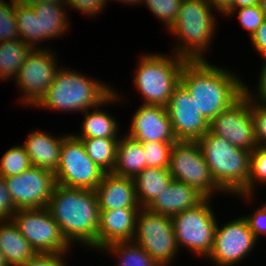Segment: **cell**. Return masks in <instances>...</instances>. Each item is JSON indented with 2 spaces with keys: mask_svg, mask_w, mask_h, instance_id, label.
Listing matches in <instances>:
<instances>
[{
  "mask_svg": "<svg viewBox=\"0 0 266 266\" xmlns=\"http://www.w3.org/2000/svg\"><path fill=\"white\" fill-rule=\"evenodd\" d=\"M180 82L209 123L246 92V84L239 75L209 63L207 59L187 60L181 70Z\"/></svg>",
  "mask_w": 266,
  "mask_h": 266,
  "instance_id": "1",
  "label": "cell"
},
{
  "mask_svg": "<svg viewBox=\"0 0 266 266\" xmlns=\"http://www.w3.org/2000/svg\"><path fill=\"white\" fill-rule=\"evenodd\" d=\"M46 208L71 246L80 243L97 251L99 205L95 190L56 184Z\"/></svg>",
  "mask_w": 266,
  "mask_h": 266,
  "instance_id": "2",
  "label": "cell"
},
{
  "mask_svg": "<svg viewBox=\"0 0 266 266\" xmlns=\"http://www.w3.org/2000/svg\"><path fill=\"white\" fill-rule=\"evenodd\" d=\"M70 68L60 67L45 96L35 106L40 109L85 112L101 106L114 92L111 84Z\"/></svg>",
  "mask_w": 266,
  "mask_h": 266,
  "instance_id": "3",
  "label": "cell"
},
{
  "mask_svg": "<svg viewBox=\"0 0 266 266\" xmlns=\"http://www.w3.org/2000/svg\"><path fill=\"white\" fill-rule=\"evenodd\" d=\"M212 11L207 0H182L178 18L168 31L176 37L174 54L187 60H206L205 54L217 33V18Z\"/></svg>",
  "mask_w": 266,
  "mask_h": 266,
  "instance_id": "4",
  "label": "cell"
},
{
  "mask_svg": "<svg viewBox=\"0 0 266 266\" xmlns=\"http://www.w3.org/2000/svg\"><path fill=\"white\" fill-rule=\"evenodd\" d=\"M217 186L229 195H248L251 151L207 131L198 141Z\"/></svg>",
  "mask_w": 266,
  "mask_h": 266,
  "instance_id": "5",
  "label": "cell"
},
{
  "mask_svg": "<svg viewBox=\"0 0 266 266\" xmlns=\"http://www.w3.org/2000/svg\"><path fill=\"white\" fill-rule=\"evenodd\" d=\"M172 55L149 53L139 56L132 81L147 105L166 107L174 88L180 83L181 70L187 59Z\"/></svg>",
  "mask_w": 266,
  "mask_h": 266,
  "instance_id": "6",
  "label": "cell"
},
{
  "mask_svg": "<svg viewBox=\"0 0 266 266\" xmlns=\"http://www.w3.org/2000/svg\"><path fill=\"white\" fill-rule=\"evenodd\" d=\"M211 200L205 198L196 207L171 217L178 248H186L197 257L206 259L213 249L218 222Z\"/></svg>",
  "mask_w": 266,
  "mask_h": 266,
  "instance_id": "7",
  "label": "cell"
},
{
  "mask_svg": "<svg viewBox=\"0 0 266 266\" xmlns=\"http://www.w3.org/2000/svg\"><path fill=\"white\" fill-rule=\"evenodd\" d=\"M173 180L183 182L205 198L223 193L212 178L203 152L197 141H177L174 143L168 167Z\"/></svg>",
  "mask_w": 266,
  "mask_h": 266,
  "instance_id": "8",
  "label": "cell"
},
{
  "mask_svg": "<svg viewBox=\"0 0 266 266\" xmlns=\"http://www.w3.org/2000/svg\"><path fill=\"white\" fill-rule=\"evenodd\" d=\"M141 246L160 266L172 265L179 250L171 217L141 208L132 240Z\"/></svg>",
  "mask_w": 266,
  "mask_h": 266,
  "instance_id": "9",
  "label": "cell"
},
{
  "mask_svg": "<svg viewBox=\"0 0 266 266\" xmlns=\"http://www.w3.org/2000/svg\"><path fill=\"white\" fill-rule=\"evenodd\" d=\"M105 172L86 153L81 139L74 133L63 139L60 160L54 172L56 184L68 188L95 190Z\"/></svg>",
  "mask_w": 266,
  "mask_h": 266,
  "instance_id": "10",
  "label": "cell"
},
{
  "mask_svg": "<svg viewBox=\"0 0 266 266\" xmlns=\"http://www.w3.org/2000/svg\"><path fill=\"white\" fill-rule=\"evenodd\" d=\"M12 220L36 254L68 255L72 251L46 207L17 210Z\"/></svg>",
  "mask_w": 266,
  "mask_h": 266,
  "instance_id": "11",
  "label": "cell"
},
{
  "mask_svg": "<svg viewBox=\"0 0 266 266\" xmlns=\"http://www.w3.org/2000/svg\"><path fill=\"white\" fill-rule=\"evenodd\" d=\"M55 53L43 47L32 49L28 54L14 79L22 92L19 104L34 108L45 96L60 67Z\"/></svg>",
  "mask_w": 266,
  "mask_h": 266,
  "instance_id": "12",
  "label": "cell"
},
{
  "mask_svg": "<svg viewBox=\"0 0 266 266\" xmlns=\"http://www.w3.org/2000/svg\"><path fill=\"white\" fill-rule=\"evenodd\" d=\"M219 225L217 222L213 249L207 258L214 266L238 265L256 248L258 240L243 216Z\"/></svg>",
  "mask_w": 266,
  "mask_h": 266,
  "instance_id": "13",
  "label": "cell"
},
{
  "mask_svg": "<svg viewBox=\"0 0 266 266\" xmlns=\"http://www.w3.org/2000/svg\"><path fill=\"white\" fill-rule=\"evenodd\" d=\"M5 181L17 210L45 208L56 185L52 171L34 166Z\"/></svg>",
  "mask_w": 266,
  "mask_h": 266,
  "instance_id": "14",
  "label": "cell"
},
{
  "mask_svg": "<svg viewBox=\"0 0 266 266\" xmlns=\"http://www.w3.org/2000/svg\"><path fill=\"white\" fill-rule=\"evenodd\" d=\"M209 132L232 145L252 151L257 143L249 108V95L245 92L229 108L209 123Z\"/></svg>",
  "mask_w": 266,
  "mask_h": 266,
  "instance_id": "15",
  "label": "cell"
},
{
  "mask_svg": "<svg viewBox=\"0 0 266 266\" xmlns=\"http://www.w3.org/2000/svg\"><path fill=\"white\" fill-rule=\"evenodd\" d=\"M166 109L177 141H198L209 131V122L181 82L174 88Z\"/></svg>",
  "mask_w": 266,
  "mask_h": 266,
  "instance_id": "16",
  "label": "cell"
},
{
  "mask_svg": "<svg viewBox=\"0 0 266 266\" xmlns=\"http://www.w3.org/2000/svg\"><path fill=\"white\" fill-rule=\"evenodd\" d=\"M128 129L126 135L139 142H177L167 109L163 106L139 105Z\"/></svg>",
  "mask_w": 266,
  "mask_h": 266,
  "instance_id": "17",
  "label": "cell"
},
{
  "mask_svg": "<svg viewBox=\"0 0 266 266\" xmlns=\"http://www.w3.org/2000/svg\"><path fill=\"white\" fill-rule=\"evenodd\" d=\"M141 208L99 210L97 251L115 242L132 241Z\"/></svg>",
  "mask_w": 266,
  "mask_h": 266,
  "instance_id": "18",
  "label": "cell"
},
{
  "mask_svg": "<svg viewBox=\"0 0 266 266\" xmlns=\"http://www.w3.org/2000/svg\"><path fill=\"white\" fill-rule=\"evenodd\" d=\"M99 210L141 208L136 199L134 180L105 173L95 189Z\"/></svg>",
  "mask_w": 266,
  "mask_h": 266,
  "instance_id": "19",
  "label": "cell"
},
{
  "mask_svg": "<svg viewBox=\"0 0 266 266\" xmlns=\"http://www.w3.org/2000/svg\"><path fill=\"white\" fill-rule=\"evenodd\" d=\"M205 197L195 188L179 181L172 180L146 207L151 212L173 217L200 204Z\"/></svg>",
  "mask_w": 266,
  "mask_h": 266,
  "instance_id": "20",
  "label": "cell"
},
{
  "mask_svg": "<svg viewBox=\"0 0 266 266\" xmlns=\"http://www.w3.org/2000/svg\"><path fill=\"white\" fill-rule=\"evenodd\" d=\"M66 136L61 134L60 137H55L37 129L31 131L22 144L30 157L32 166L54 173L59 165L61 147Z\"/></svg>",
  "mask_w": 266,
  "mask_h": 266,
  "instance_id": "21",
  "label": "cell"
},
{
  "mask_svg": "<svg viewBox=\"0 0 266 266\" xmlns=\"http://www.w3.org/2000/svg\"><path fill=\"white\" fill-rule=\"evenodd\" d=\"M113 89L115 92L101 106L83 112L84 120L80 130L81 133L74 134L77 138H120L118 133H120L119 128L121 126L115 119V115L113 117L108 110L106 112L105 109H102L103 106L105 108L108 104H115L116 101L120 100L121 102V98L124 97L121 94L119 95L115 88Z\"/></svg>",
  "mask_w": 266,
  "mask_h": 266,
  "instance_id": "22",
  "label": "cell"
},
{
  "mask_svg": "<svg viewBox=\"0 0 266 266\" xmlns=\"http://www.w3.org/2000/svg\"><path fill=\"white\" fill-rule=\"evenodd\" d=\"M31 6L37 17L38 43L58 38L69 30V15L66 5L41 3Z\"/></svg>",
  "mask_w": 266,
  "mask_h": 266,
  "instance_id": "23",
  "label": "cell"
},
{
  "mask_svg": "<svg viewBox=\"0 0 266 266\" xmlns=\"http://www.w3.org/2000/svg\"><path fill=\"white\" fill-rule=\"evenodd\" d=\"M0 250L8 266H21L36 255L13 220L0 221Z\"/></svg>",
  "mask_w": 266,
  "mask_h": 266,
  "instance_id": "24",
  "label": "cell"
},
{
  "mask_svg": "<svg viewBox=\"0 0 266 266\" xmlns=\"http://www.w3.org/2000/svg\"><path fill=\"white\" fill-rule=\"evenodd\" d=\"M122 136L120 135L119 138L116 162L111 173L134 179L146 168V154L142 142L136 141L126 134Z\"/></svg>",
  "mask_w": 266,
  "mask_h": 266,
  "instance_id": "25",
  "label": "cell"
},
{
  "mask_svg": "<svg viewBox=\"0 0 266 266\" xmlns=\"http://www.w3.org/2000/svg\"><path fill=\"white\" fill-rule=\"evenodd\" d=\"M133 180L137 202L141 208H146L169 186L173 178L167 168L146 167Z\"/></svg>",
  "mask_w": 266,
  "mask_h": 266,
  "instance_id": "26",
  "label": "cell"
},
{
  "mask_svg": "<svg viewBox=\"0 0 266 266\" xmlns=\"http://www.w3.org/2000/svg\"><path fill=\"white\" fill-rule=\"evenodd\" d=\"M32 47L20 38L0 42V81L14 80Z\"/></svg>",
  "mask_w": 266,
  "mask_h": 266,
  "instance_id": "27",
  "label": "cell"
},
{
  "mask_svg": "<svg viewBox=\"0 0 266 266\" xmlns=\"http://www.w3.org/2000/svg\"><path fill=\"white\" fill-rule=\"evenodd\" d=\"M101 252L117 258V266H160L141 246L133 241L115 242Z\"/></svg>",
  "mask_w": 266,
  "mask_h": 266,
  "instance_id": "28",
  "label": "cell"
},
{
  "mask_svg": "<svg viewBox=\"0 0 266 266\" xmlns=\"http://www.w3.org/2000/svg\"><path fill=\"white\" fill-rule=\"evenodd\" d=\"M89 158L105 173H111L116 162L119 138H79Z\"/></svg>",
  "mask_w": 266,
  "mask_h": 266,
  "instance_id": "29",
  "label": "cell"
},
{
  "mask_svg": "<svg viewBox=\"0 0 266 266\" xmlns=\"http://www.w3.org/2000/svg\"><path fill=\"white\" fill-rule=\"evenodd\" d=\"M14 10L20 39L33 49L41 48L38 46L37 17L32 6L16 0Z\"/></svg>",
  "mask_w": 266,
  "mask_h": 266,
  "instance_id": "30",
  "label": "cell"
},
{
  "mask_svg": "<svg viewBox=\"0 0 266 266\" xmlns=\"http://www.w3.org/2000/svg\"><path fill=\"white\" fill-rule=\"evenodd\" d=\"M266 185V146L257 145L250 156L249 175H248V195H234L252 201L258 184Z\"/></svg>",
  "mask_w": 266,
  "mask_h": 266,
  "instance_id": "31",
  "label": "cell"
},
{
  "mask_svg": "<svg viewBox=\"0 0 266 266\" xmlns=\"http://www.w3.org/2000/svg\"><path fill=\"white\" fill-rule=\"evenodd\" d=\"M32 167L23 144L10 147L0 159V177L20 175L23 171Z\"/></svg>",
  "mask_w": 266,
  "mask_h": 266,
  "instance_id": "32",
  "label": "cell"
},
{
  "mask_svg": "<svg viewBox=\"0 0 266 266\" xmlns=\"http://www.w3.org/2000/svg\"><path fill=\"white\" fill-rule=\"evenodd\" d=\"M181 2L182 0H142L140 4H145L159 21H163L166 27L164 29L168 31L178 18Z\"/></svg>",
  "mask_w": 266,
  "mask_h": 266,
  "instance_id": "33",
  "label": "cell"
},
{
  "mask_svg": "<svg viewBox=\"0 0 266 266\" xmlns=\"http://www.w3.org/2000/svg\"><path fill=\"white\" fill-rule=\"evenodd\" d=\"M16 0H0V42L19 39L18 25L15 18Z\"/></svg>",
  "mask_w": 266,
  "mask_h": 266,
  "instance_id": "34",
  "label": "cell"
},
{
  "mask_svg": "<svg viewBox=\"0 0 266 266\" xmlns=\"http://www.w3.org/2000/svg\"><path fill=\"white\" fill-rule=\"evenodd\" d=\"M142 144L146 154V167L168 169L174 143L142 142Z\"/></svg>",
  "mask_w": 266,
  "mask_h": 266,
  "instance_id": "35",
  "label": "cell"
},
{
  "mask_svg": "<svg viewBox=\"0 0 266 266\" xmlns=\"http://www.w3.org/2000/svg\"><path fill=\"white\" fill-rule=\"evenodd\" d=\"M238 17L239 24L242 28L246 29L249 37L256 31L258 27L265 21V17L260 9L259 5L240 7L232 9L226 17L229 18L235 16Z\"/></svg>",
  "mask_w": 266,
  "mask_h": 266,
  "instance_id": "36",
  "label": "cell"
},
{
  "mask_svg": "<svg viewBox=\"0 0 266 266\" xmlns=\"http://www.w3.org/2000/svg\"><path fill=\"white\" fill-rule=\"evenodd\" d=\"M249 108L257 145L266 146V106L258 104L249 96Z\"/></svg>",
  "mask_w": 266,
  "mask_h": 266,
  "instance_id": "37",
  "label": "cell"
},
{
  "mask_svg": "<svg viewBox=\"0 0 266 266\" xmlns=\"http://www.w3.org/2000/svg\"><path fill=\"white\" fill-rule=\"evenodd\" d=\"M108 0H66V6L69 9L77 10V12L88 15L87 17H95L98 13H102L106 8Z\"/></svg>",
  "mask_w": 266,
  "mask_h": 266,
  "instance_id": "38",
  "label": "cell"
},
{
  "mask_svg": "<svg viewBox=\"0 0 266 266\" xmlns=\"http://www.w3.org/2000/svg\"><path fill=\"white\" fill-rule=\"evenodd\" d=\"M254 212L243 216L250 230L259 239L260 235H266V202L261 204Z\"/></svg>",
  "mask_w": 266,
  "mask_h": 266,
  "instance_id": "39",
  "label": "cell"
},
{
  "mask_svg": "<svg viewBox=\"0 0 266 266\" xmlns=\"http://www.w3.org/2000/svg\"><path fill=\"white\" fill-rule=\"evenodd\" d=\"M16 211L5 178L0 177V221L12 220Z\"/></svg>",
  "mask_w": 266,
  "mask_h": 266,
  "instance_id": "40",
  "label": "cell"
},
{
  "mask_svg": "<svg viewBox=\"0 0 266 266\" xmlns=\"http://www.w3.org/2000/svg\"><path fill=\"white\" fill-rule=\"evenodd\" d=\"M65 254H36L21 266H68Z\"/></svg>",
  "mask_w": 266,
  "mask_h": 266,
  "instance_id": "41",
  "label": "cell"
},
{
  "mask_svg": "<svg viewBox=\"0 0 266 266\" xmlns=\"http://www.w3.org/2000/svg\"><path fill=\"white\" fill-rule=\"evenodd\" d=\"M261 69H260V75L259 80L257 82L256 91L249 89L246 84V93L258 104H261L263 106H266V61L262 62ZM255 91V92H252Z\"/></svg>",
  "mask_w": 266,
  "mask_h": 266,
  "instance_id": "42",
  "label": "cell"
},
{
  "mask_svg": "<svg viewBox=\"0 0 266 266\" xmlns=\"http://www.w3.org/2000/svg\"><path fill=\"white\" fill-rule=\"evenodd\" d=\"M252 47L258 52L257 54L262 58V61H266V20L260 27L250 36Z\"/></svg>",
  "mask_w": 266,
  "mask_h": 266,
  "instance_id": "43",
  "label": "cell"
},
{
  "mask_svg": "<svg viewBox=\"0 0 266 266\" xmlns=\"http://www.w3.org/2000/svg\"><path fill=\"white\" fill-rule=\"evenodd\" d=\"M208 3L214 8L215 12L218 14L226 15L232 10L233 0H207Z\"/></svg>",
  "mask_w": 266,
  "mask_h": 266,
  "instance_id": "44",
  "label": "cell"
},
{
  "mask_svg": "<svg viewBox=\"0 0 266 266\" xmlns=\"http://www.w3.org/2000/svg\"><path fill=\"white\" fill-rule=\"evenodd\" d=\"M260 0H233L232 9L259 5Z\"/></svg>",
  "mask_w": 266,
  "mask_h": 266,
  "instance_id": "45",
  "label": "cell"
},
{
  "mask_svg": "<svg viewBox=\"0 0 266 266\" xmlns=\"http://www.w3.org/2000/svg\"><path fill=\"white\" fill-rule=\"evenodd\" d=\"M20 2L27 4V5H33V4H41V3H56L59 5H66V0H19Z\"/></svg>",
  "mask_w": 266,
  "mask_h": 266,
  "instance_id": "46",
  "label": "cell"
},
{
  "mask_svg": "<svg viewBox=\"0 0 266 266\" xmlns=\"http://www.w3.org/2000/svg\"><path fill=\"white\" fill-rule=\"evenodd\" d=\"M113 1L121 2V3L126 4V5L130 4L133 6L134 5H140V3L142 2V0H113Z\"/></svg>",
  "mask_w": 266,
  "mask_h": 266,
  "instance_id": "47",
  "label": "cell"
},
{
  "mask_svg": "<svg viewBox=\"0 0 266 266\" xmlns=\"http://www.w3.org/2000/svg\"><path fill=\"white\" fill-rule=\"evenodd\" d=\"M259 6L266 20V0H260Z\"/></svg>",
  "mask_w": 266,
  "mask_h": 266,
  "instance_id": "48",
  "label": "cell"
},
{
  "mask_svg": "<svg viewBox=\"0 0 266 266\" xmlns=\"http://www.w3.org/2000/svg\"><path fill=\"white\" fill-rule=\"evenodd\" d=\"M0 266H8L5 256L3 255L1 250H0Z\"/></svg>",
  "mask_w": 266,
  "mask_h": 266,
  "instance_id": "49",
  "label": "cell"
}]
</instances>
